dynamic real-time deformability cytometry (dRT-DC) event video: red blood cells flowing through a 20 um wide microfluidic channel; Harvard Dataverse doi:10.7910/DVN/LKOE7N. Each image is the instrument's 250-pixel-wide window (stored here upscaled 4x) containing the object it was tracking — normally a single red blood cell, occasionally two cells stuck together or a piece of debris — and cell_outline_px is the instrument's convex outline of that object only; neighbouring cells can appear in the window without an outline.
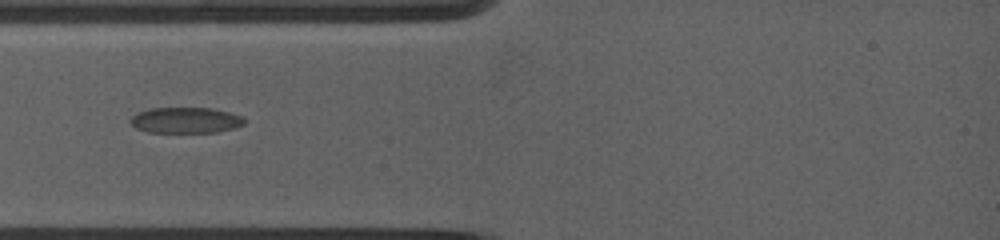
{"species": "common noctule bat (a hibernating species)", "species_latin": "Nyctalus noctula", "temperature_condition": "warm", "stored_images_in_passage": 4, "camera_frame_rate_fps": 5000, "um_per_image_px": 0.085, "animal": {"sex": "female", "body_mass_g": 19.0, "forearm_length_mm": 53.3}, "frame": {"image": 1, "passage_image": 3, "time_ms": 1.6, "image_size_px": [1000, 240], "cell_outline_px": [[244, 124], [232, 128], [216, 132], [148, 132], [136, 128], [132, 124], [132, 116], [140, 112], [152, 108], [212, 108], [228, 112], [240, 116], [244, 120]], "centroid_in_image_um": [15.78, 10.22], "position_along_channel_um": 69.2, "area_um2": 16.76}}